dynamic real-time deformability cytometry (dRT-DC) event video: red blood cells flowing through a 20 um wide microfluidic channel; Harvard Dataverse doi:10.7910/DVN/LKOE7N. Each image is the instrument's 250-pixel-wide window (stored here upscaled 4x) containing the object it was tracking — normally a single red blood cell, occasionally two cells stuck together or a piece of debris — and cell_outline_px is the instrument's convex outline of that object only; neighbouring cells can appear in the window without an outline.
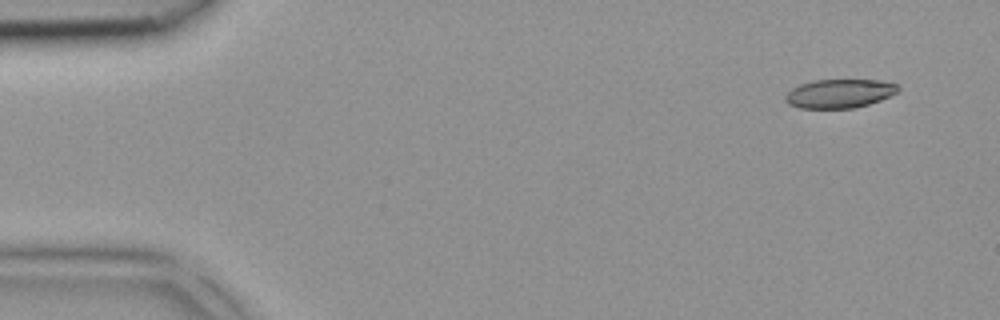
{"species": "common noctule bat (a hibernating species)", "species_latin": "Nyctalus noctula", "temperature_condition": "room temperature", "stored_images_in_passage": 3, "camera_frame_rate_fps": 3000, "um_per_image_px": 0.085, "animal": {"sex": "female", "body_mass_g": 18.4}, "frame": {"image": 1, "passage_image": 1, "time_ms": 0.0, "image_size_px": [1000, 320], "cell_outline_px": [[900, 88], [896, 92], [880, 100], [868, 104], [852, 108], [800, 108], [788, 104], [784, 100], [784, 96], [792, 88], [800, 84], [812, 80], [880, 80], [900, 84]], "centroid_in_image_um": [71.34, 7.94], "position_along_channel_um": 13.7, "area_um2": 18.96}}